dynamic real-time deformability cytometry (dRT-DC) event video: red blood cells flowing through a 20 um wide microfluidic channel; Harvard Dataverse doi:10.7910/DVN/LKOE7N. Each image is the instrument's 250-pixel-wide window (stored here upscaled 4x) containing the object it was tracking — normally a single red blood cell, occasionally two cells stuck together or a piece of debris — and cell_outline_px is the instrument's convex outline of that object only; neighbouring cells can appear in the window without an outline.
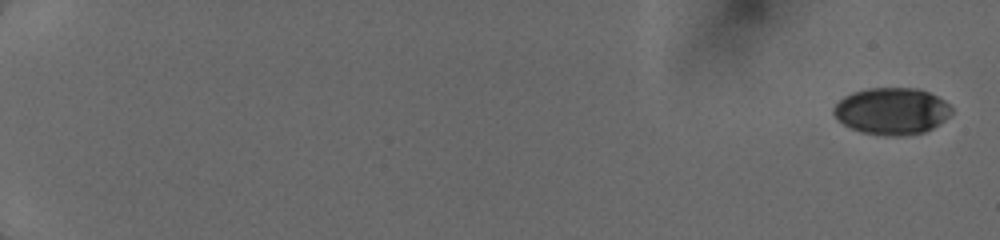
{"species": "human", "species_latin": "Homo sapiens", "temperature_condition": "cold", "stored_images_in_passage": 14, "camera_frame_rate_fps": 3000, "um_per_image_px": 0.085, "donor": {"sex": "female"}, "frame": {"image": 1, "passage_image": 1, "time_ms": 0.0, "image_size_px": [1000, 240], "cell_outline_px": [[952, 112], [944, 120], [932, 128], [924, 132], [904, 136], [884, 136], [860, 132], [844, 124], [832, 112], [832, 108], [844, 96], [852, 92], [868, 88], [920, 88], [944, 100], [952, 108]], "centroid_in_image_um": [75.79, 9.44], "position_along_channel_um": 9.2, "area_um2": 32.19}}
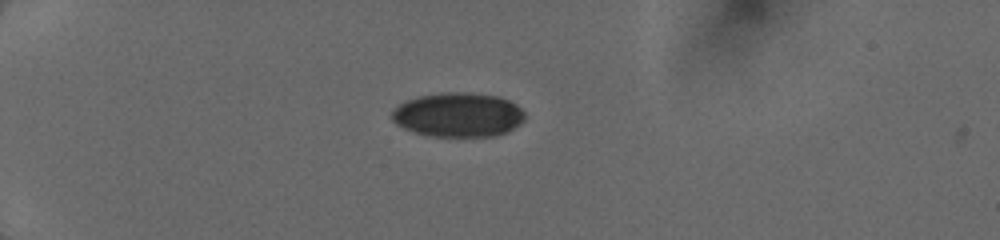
{"frame": {"image": 2, "passage_image": 9, "time_ms": 5.0, "image_size_px": [1000, 240], "cell_outline_px": [[524, 120], [520, 124], [508, 132], [496, 136], [428, 136], [404, 128], [396, 124], [392, 120], [392, 108], [404, 100], [420, 96], [440, 92], [472, 92], [500, 96], [516, 104], [524, 112]], "centroid_in_image_um": [38.94, 9.74], "position_along_channel_um": 46.1, "area_um2": 34.74}}
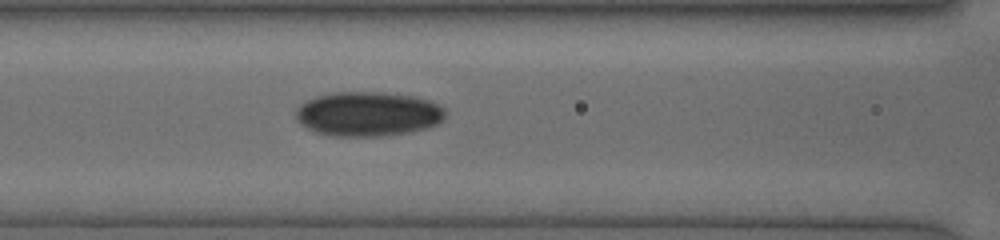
{"frame": {"image": 3, "passage_image": 14, "time_ms": 8.333, "image_size_px": [1000, 240], "cell_outline_px": [[444, 116], [436, 124], [428, 128], [408, 132], [384, 136], [332, 136], [316, 132], [300, 124], [296, 120], [296, 108], [300, 104], [316, 96], [336, 92], [380, 92], [416, 96], [428, 100], [444, 108]], "centroid_in_image_um": [31.25, 9.68], "position_along_channel_um": 135.4, "area_um2": 38.73}}